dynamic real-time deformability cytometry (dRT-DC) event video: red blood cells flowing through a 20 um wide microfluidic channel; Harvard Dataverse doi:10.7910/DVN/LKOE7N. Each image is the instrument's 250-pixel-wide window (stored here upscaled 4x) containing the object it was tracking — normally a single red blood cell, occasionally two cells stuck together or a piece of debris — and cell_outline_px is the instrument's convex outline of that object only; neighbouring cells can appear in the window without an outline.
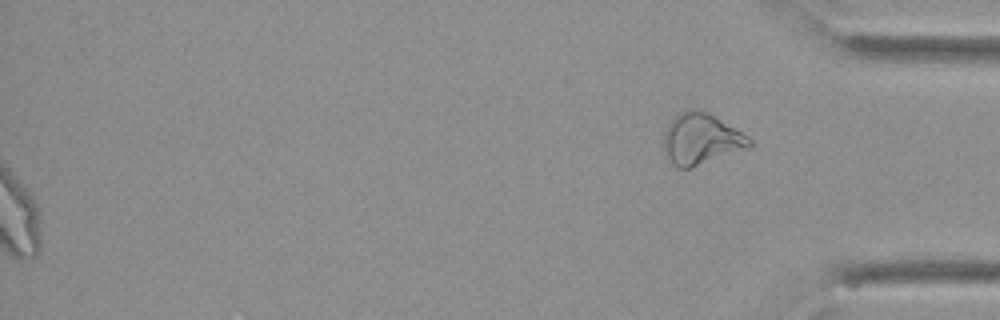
{"species": "Egyptian fruit bat (a non-hibernating species)", "species_latin": "Rousettus aegyptiacus", "temperature_condition": "cold", "stored_images_in_passage": 50, "segment_of_instrument_passage": [2, 2], "camera_frame_rate_fps": 3000, "um_per_image_px": 0.085, "animal": {"sex": "female"}, "frame": {"image": 1, "passage_image": 50, "time_ms": 16.333, "image_size_px": [1000, 320], "cell_outline_px": [[752, 144], [748, 148], [688, 168], [676, 168], [672, 164], [668, 156], [664, 144], [664, 132], [668, 124], [680, 112], [692, 108], [708, 112], [748, 136], [752, 140]], "centroid_in_image_um": [59.59, 11.8], "position_along_channel_um": 375.6, "area_um2": 25.03}}